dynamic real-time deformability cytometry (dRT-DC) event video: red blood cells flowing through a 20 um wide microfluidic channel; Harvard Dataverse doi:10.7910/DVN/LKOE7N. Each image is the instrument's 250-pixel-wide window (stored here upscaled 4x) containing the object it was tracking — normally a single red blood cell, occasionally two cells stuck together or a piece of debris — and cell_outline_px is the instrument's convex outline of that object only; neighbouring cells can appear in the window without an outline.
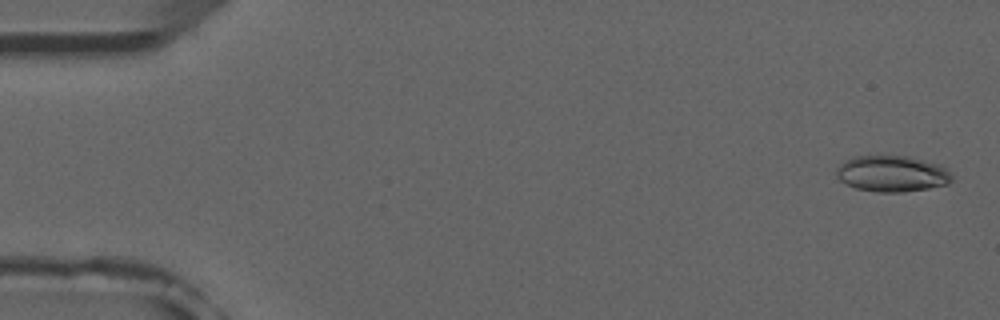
{"species": "common noctule bat (a hibernating species)", "species_latin": "Nyctalus noctula", "temperature_condition": "room temperature", "stored_images_in_passage": 5, "camera_frame_rate_fps": 3000, "um_per_image_px": 0.085, "animal": {"sex": "male", "forearm_length_mm": 52.5}, "frame": {"image": 1, "passage_image": 1, "time_ms": 0.0, "image_size_px": [1000, 320], "cell_outline_px": [[952, 180], [948, 184], [928, 188], [904, 192], [876, 192], [856, 188], [840, 180], [836, 176], [836, 168], [844, 160], [856, 156], [912, 156], [940, 164], [952, 176]], "centroid_in_image_um": [75.82, 14.76], "position_along_channel_um": 9.2, "area_um2": 24.39}}